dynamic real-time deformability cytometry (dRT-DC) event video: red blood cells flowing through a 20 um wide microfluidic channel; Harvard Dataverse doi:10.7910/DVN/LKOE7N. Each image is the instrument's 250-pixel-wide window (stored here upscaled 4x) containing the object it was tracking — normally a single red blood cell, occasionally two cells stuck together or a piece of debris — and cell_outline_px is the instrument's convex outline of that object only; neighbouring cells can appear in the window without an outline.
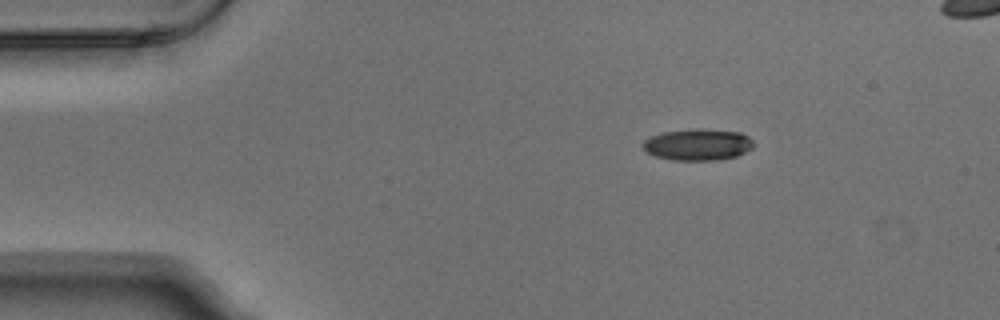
{"species": "Egyptian fruit bat (a non-hibernating species)", "species_latin": "Rousettus aegyptiacus", "temperature_condition": "warm", "stored_images_in_passage": 4, "segment_of_instrument_passage": [1, 2], "camera_frame_rate_fps": 3000, "um_per_image_px": 0.085, "animal": {"sex": "male"}, "frame": {"image": 1, "passage_image": 1, "time_ms": 0.0, "image_size_px": [1000, 320], "cell_outline_px": [[752, 148], [736, 156], [716, 160], [672, 160], [656, 156], [644, 152], [640, 144], [644, 140], [652, 136], [664, 132], [692, 128], [704, 128], [740, 132], [748, 136], [752, 140]], "centroid_in_image_um": [59.27, 12.28], "position_along_channel_um": 25.7, "area_um2": 20.52}}